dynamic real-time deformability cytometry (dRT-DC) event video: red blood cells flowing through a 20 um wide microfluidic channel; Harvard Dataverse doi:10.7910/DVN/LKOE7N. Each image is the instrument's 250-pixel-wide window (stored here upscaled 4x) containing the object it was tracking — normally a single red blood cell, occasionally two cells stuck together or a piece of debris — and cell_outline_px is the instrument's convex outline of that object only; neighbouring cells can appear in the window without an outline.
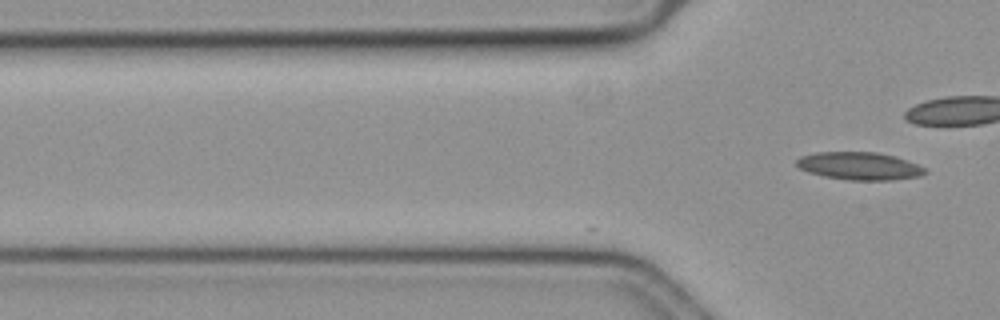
{"species": "common noctule bat (a hibernating species)", "species_latin": "Nyctalus noctula", "temperature_condition": "cold", "stored_images_in_passage": 16, "camera_frame_rate_fps": 3000, "um_per_image_px": 0.085, "animal": {"sex": "female", "body_mass_g": 19.3, "forearm_length_mm": 54.1}, "frame": {"image": 1, "passage_image": 16, "time_ms": 5.0, "image_size_px": [1000, 320], "cell_outline_px": [[928, 172], [920, 176], [892, 180], [848, 180], [824, 176], [808, 172], [800, 168], [796, 164], [796, 160], [800, 156], [816, 152], [876, 152], [892, 156], [916, 164], [924, 168]], "centroid_in_image_um": [73.01, 14.11], "position_along_channel_um": 52.8, "area_um2": 20.58}}